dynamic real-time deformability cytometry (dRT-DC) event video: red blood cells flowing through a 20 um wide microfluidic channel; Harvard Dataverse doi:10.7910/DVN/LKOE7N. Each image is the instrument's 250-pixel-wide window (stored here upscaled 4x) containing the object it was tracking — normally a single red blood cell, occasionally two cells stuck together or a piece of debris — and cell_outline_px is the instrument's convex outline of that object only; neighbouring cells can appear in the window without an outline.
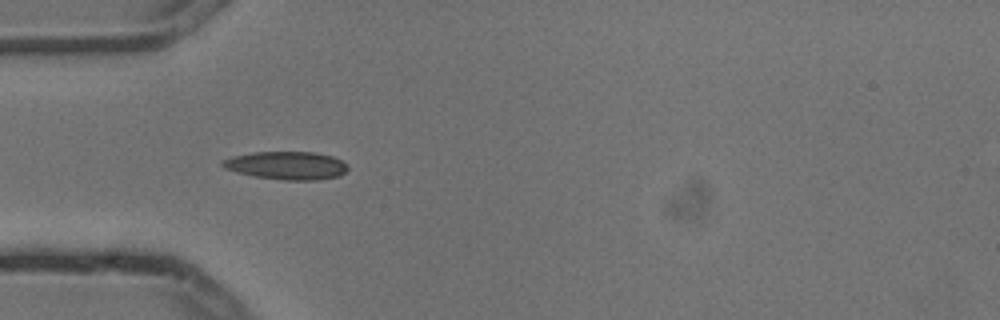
{"species": "common noctule bat (a hibernating species)", "species_latin": "Nyctalus noctula", "temperature_condition": "cold", "stored_images_in_passage": 4, "camera_frame_rate_fps": 3000, "um_per_image_px": 0.085, "animal": {"sex": "male", "body_mass_g": 13.3}, "frame": {"image": 1, "passage_image": 3, "time_ms": 0.667, "image_size_px": [1000, 320], "cell_outline_px": [[348, 168], [340, 176], [316, 180], [284, 180], [256, 176], [236, 172], [224, 168], [220, 164], [220, 160], [232, 156], [252, 152], [316, 152], [332, 156], [340, 160]], "centroid_in_image_um": [24.32, 14.06], "position_along_channel_um": 60.7, "area_um2": 20.46}}
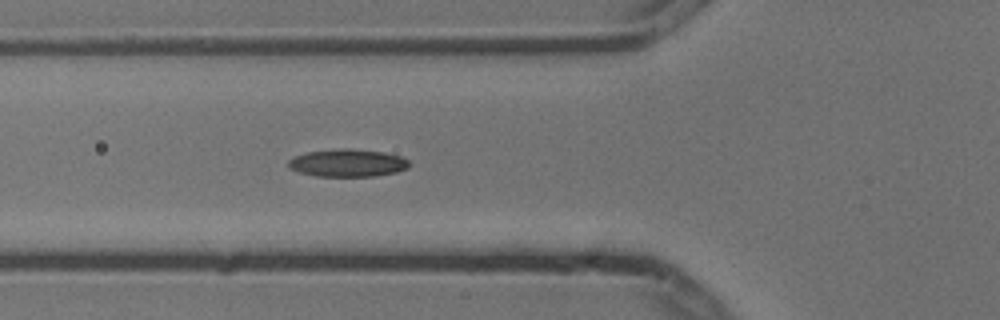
{"frame": {"image": 2, "passage_image": 4, "time_ms": 1.0, "image_size_px": [1000, 320], "cell_outline_px": [[408, 168], [396, 172], [376, 176], [316, 176], [300, 172], [288, 168], [288, 160], [296, 156], [308, 152], [340, 148], [352, 148], [384, 152], [400, 156], [408, 160]], "centroid_in_image_um": [29.55, 13.85], "position_along_channel_um": 96.3, "area_um2": 19.42}}